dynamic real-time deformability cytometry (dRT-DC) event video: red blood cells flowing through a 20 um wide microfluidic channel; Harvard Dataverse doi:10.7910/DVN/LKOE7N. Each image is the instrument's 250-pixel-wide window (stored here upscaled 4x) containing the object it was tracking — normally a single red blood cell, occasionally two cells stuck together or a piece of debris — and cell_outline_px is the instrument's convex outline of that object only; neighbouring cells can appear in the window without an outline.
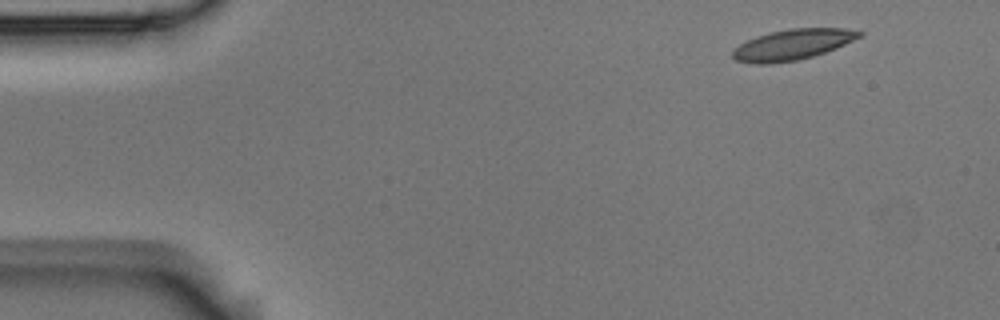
{"species": "Egyptian fruit bat (a non-hibernating species)", "species_latin": "Rousettus aegyptiacus", "temperature_condition": "room temperature", "stored_images_in_passage": 3, "camera_frame_rate_fps": 3000, "um_per_image_px": 0.085, "animal": {"sex": "male"}, "frame": {"image": 1, "passage_image": 1, "time_ms": 0.0, "image_size_px": [1000, 320], "cell_outline_px": [[864, 32], [860, 36], [836, 48], [812, 56], [796, 60], [772, 64], [756, 64], [736, 60], [732, 56], [732, 52], [740, 44], [756, 36], [788, 28], [844, 28]], "centroid_in_image_um": [67.35, 3.79], "position_along_channel_um": 17.7, "area_um2": 22.31}}
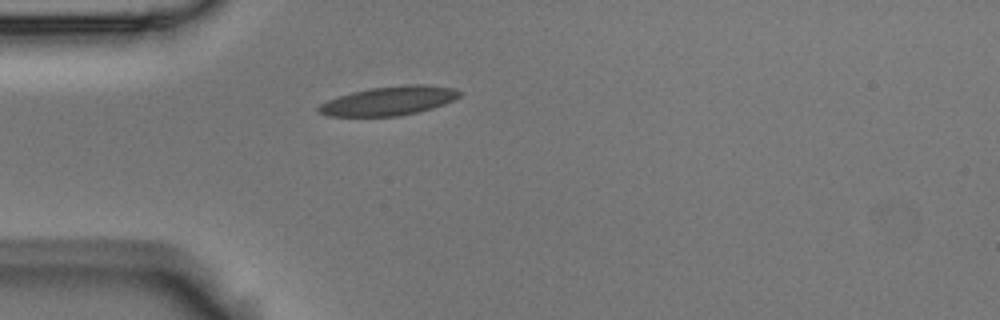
{"frame": {"image": 2, "passage_image": 3, "time_ms": 0.667, "image_size_px": [1000, 320], "cell_outline_px": [[464, 92], [460, 96], [444, 104], [432, 108], [400, 116], [328, 116], [316, 112], [316, 108], [320, 104], [328, 100], [352, 92], [372, 88], [408, 84], [424, 84], [452, 88]], "centroid_in_image_um": [33.05, 8.57], "position_along_channel_um": 51.9, "area_um2": 23.7}}